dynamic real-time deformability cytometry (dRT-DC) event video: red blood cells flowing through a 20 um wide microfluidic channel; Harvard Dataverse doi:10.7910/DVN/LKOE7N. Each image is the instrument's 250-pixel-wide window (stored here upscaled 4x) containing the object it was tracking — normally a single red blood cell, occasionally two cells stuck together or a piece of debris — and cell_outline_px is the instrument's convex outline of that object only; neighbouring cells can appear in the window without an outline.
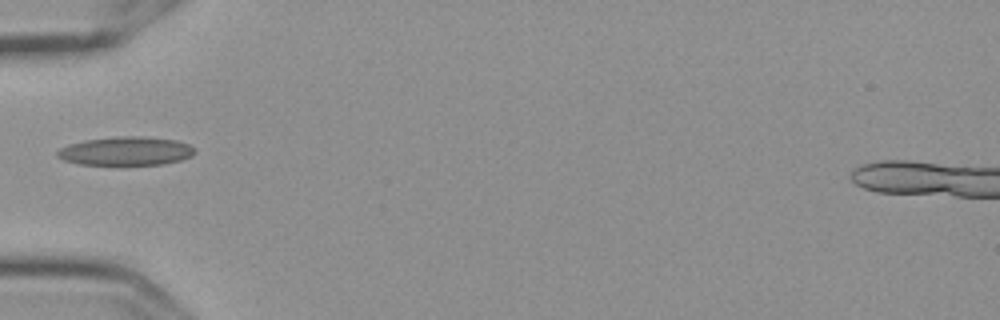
{"species": "Egyptian fruit bat (a non-hibernating species)", "species_latin": "Rousettus aegyptiacus", "temperature_condition": "cold", "stored_images_in_passage": 38, "camera_frame_rate_fps": 3000, "um_per_image_px": 0.085, "frame": {"image": 1, "passage_image": 1, "time_ms": 0.0, "image_size_px": [1000, 320], "cell_outline_px": [[196, 152], [192, 156], [180, 160], [164, 164], [80, 164], [64, 160], [56, 156], [56, 152], [60, 148], [68, 144], [84, 140], [116, 136], [144, 136], [176, 140], [188, 144], [196, 148]], "centroid_in_image_um": [10.71, 12.82], "position_along_channel_um": 74.3, "area_um2": 23.0}}
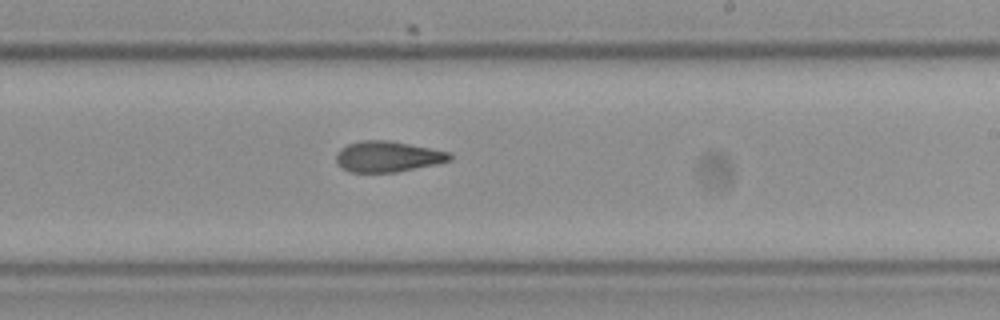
{"frame": {"image": 2, "passage_image": 16, "time_ms": 5.0, "image_size_px": [1000, 320], "cell_outline_px": [[452, 160], [436, 164], [396, 172], [352, 172], [336, 164], [336, 152], [340, 148], [348, 144], [364, 140], [392, 140], [448, 152], [452, 156]], "centroid_in_image_um": [32.94, 13.3], "position_along_channel_um": 256.1, "area_um2": 20.35}}
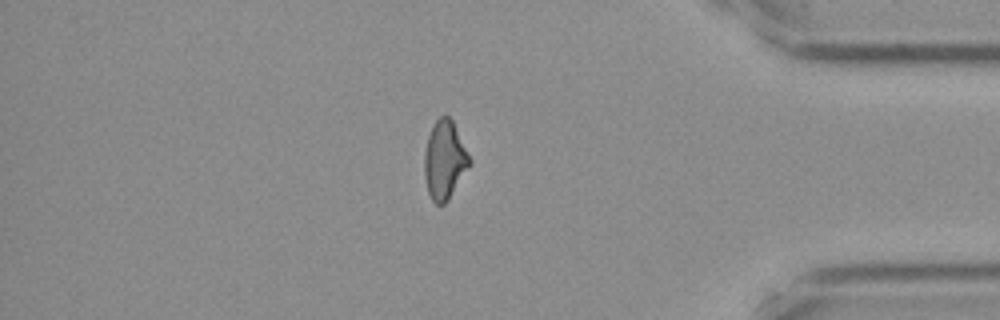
{"frame": {"image": 3, "passage_image": 30, "time_ms": 9.667, "image_size_px": [1000, 320], "cell_outline_px": [[472, 164], [448, 200], [444, 204], [436, 204], [432, 200], [428, 192], [424, 176], [424, 152], [428, 136], [436, 120], [440, 116], [448, 116], [452, 120], [472, 160]], "centroid_in_image_um": [37.8, 13.62], "position_along_channel_um": 397.4, "area_um2": 20.69}, "authors_computed_cell_mechanics": {"area_um2": 20.7213, "velocity_mm_per_s": 3.6103, "shape_relaxation_time_tau1_ms": null, "shape_relaxation_time_tau2_ms": 4.0795, "deformation_change_tau1": null, "deformation_change_tau2": 0.1177}}